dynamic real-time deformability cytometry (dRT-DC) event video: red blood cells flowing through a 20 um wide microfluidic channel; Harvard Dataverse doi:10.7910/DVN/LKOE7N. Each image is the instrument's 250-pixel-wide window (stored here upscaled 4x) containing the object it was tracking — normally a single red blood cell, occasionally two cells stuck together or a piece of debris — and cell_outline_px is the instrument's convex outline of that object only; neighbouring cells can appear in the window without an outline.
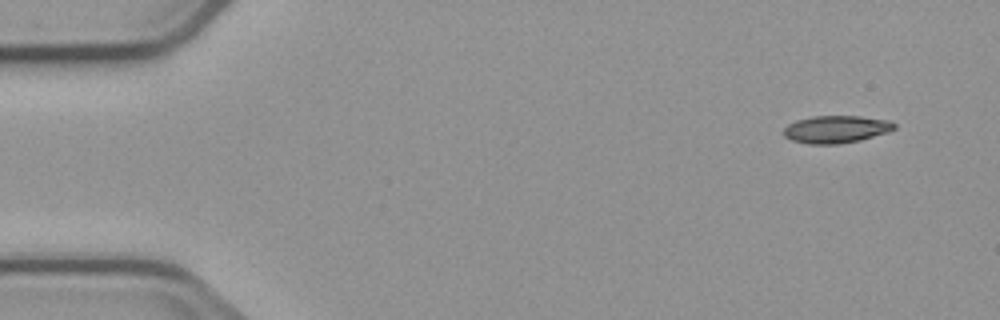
{"species": "common noctule bat (a hibernating species)", "species_latin": "Nyctalus noctula", "temperature_condition": "cold", "stored_images_in_passage": 5, "camera_frame_rate_fps": 3000, "um_per_image_px": 0.085, "animal": {"sex": "male", "body_mass_g": 23.1, "forearm_length_mm": 52.7}, "frame": {"image": 1, "passage_image": 1, "time_ms": 0.0, "image_size_px": [1000, 320], "cell_outline_px": [[896, 128], [888, 132], [860, 140], [840, 144], [808, 144], [792, 140], [784, 136], [784, 128], [788, 124], [796, 120], [812, 116], [860, 116], [888, 120], [896, 124]], "centroid_in_image_um": [71.07, 10.99], "position_along_channel_um": 13.9, "area_um2": 17.74}}
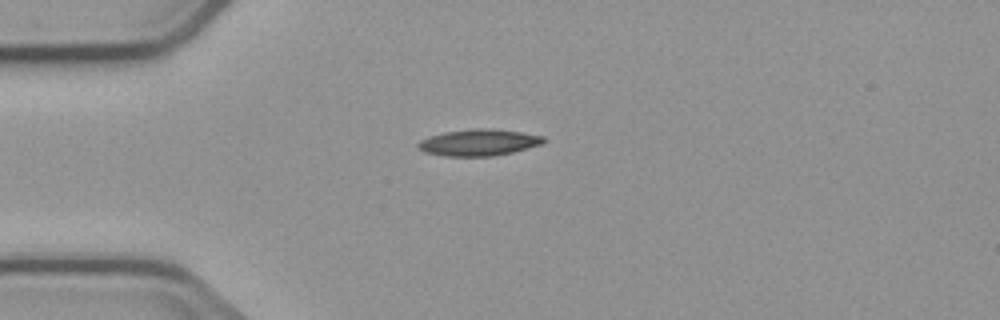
{"frame": {"image": 2, "passage_image": 3, "time_ms": 3.333, "image_size_px": [1000, 320], "cell_outline_px": [[544, 140], [540, 144], [512, 152], [492, 156], [444, 156], [424, 152], [416, 144], [420, 140], [444, 132], [468, 128], [492, 128], [520, 132], [544, 136]], "centroid_in_image_um": [40.66, 12.1], "position_along_channel_um": 44.3, "area_um2": 19.25}}
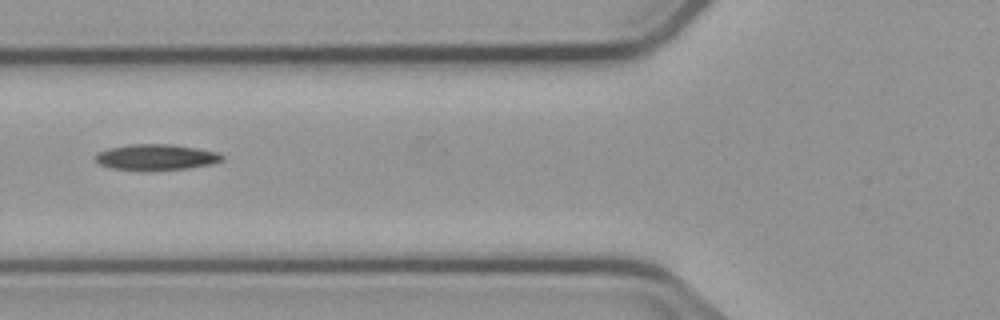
{"frame": {"image": 3, "passage_image": 5, "time_ms": 5.667, "image_size_px": [1000, 320], "cell_outline_px": [[224, 160], [212, 164], [188, 168], [112, 168], [100, 164], [92, 156], [96, 152], [108, 148], [132, 144], [168, 144], [196, 148], [216, 152], [224, 156]], "centroid_in_image_um": [13.26, 13.32], "position_along_channel_um": 112.5, "area_um2": 18.38}}